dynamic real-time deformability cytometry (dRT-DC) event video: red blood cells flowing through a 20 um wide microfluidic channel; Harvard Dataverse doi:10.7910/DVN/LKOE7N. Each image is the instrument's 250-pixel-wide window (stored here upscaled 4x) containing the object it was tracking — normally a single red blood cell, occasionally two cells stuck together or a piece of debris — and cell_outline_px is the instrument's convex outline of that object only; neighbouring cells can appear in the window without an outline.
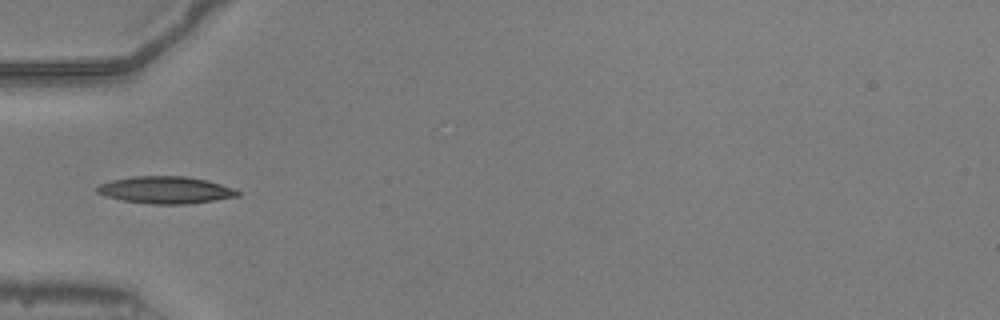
{"species": "common noctule bat (a hibernating species)", "species_latin": "Nyctalus noctula", "temperature_condition": "warm", "stored_images_in_passage": 36, "camera_frame_rate_fps": 3000, "um_per_image_px": 0.085, "animal": {"sex": "male", "body_mass_g": 20.5, "forearm_length_mm": 52.5}, "frame": {"image": 1, "passage_image": 1, "time_ms": 0.0, "image_size_px": [1000, 320], "cell_outline_px": [[240, 196], [216, 200], [188, 204], [148, 204], [124, 200], [108, 196], [96, 192], [96, 188], [100, 184], [112, 180], [132, 176], [188, 176], [208, 180], [236, 188], [240, 192]], "centroid_in_image_um": [14.15, 16.14], "position_along_channel_um": 70.9, "area_um2": 22.37}}
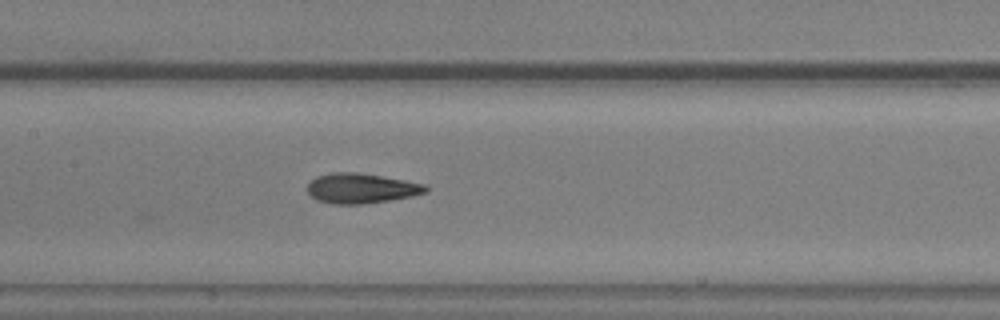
{"frame": {"image": 2, "passage_image": 9, "time_ms": 2.667, "image_size_px": [1000, 320], "cell_outline_px": [[428, 192], [412, 196], [364, 204], [332, 204], [316, 200], [308, 192], [308, 184], [316, 176], [332, 172], [356, 172], [404, 180], [424, 184], [428, 188]], "centroid_in_image_um": [30.68, 16.01], "position_along_channel_um": 176.7, "area_um2": 20.58}}
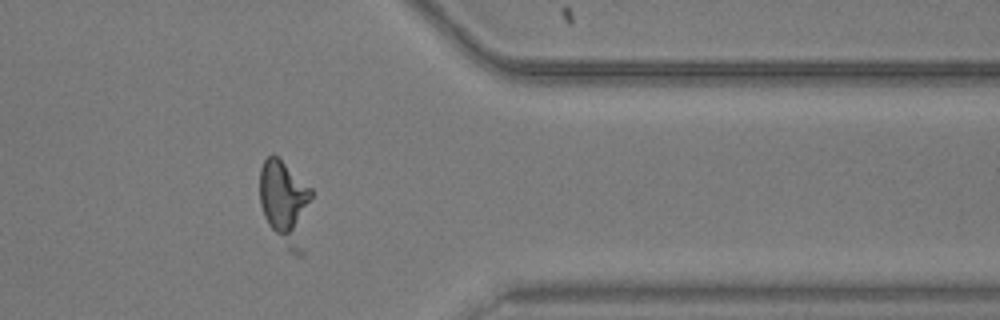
{"frame": {"image": 3, "passage_image": 26, "time_ms": 8.333, "image_size_px": [1000, 320], "cell_outline_px": [[312, 196], [304, 252], [300, 256], [288, 252], [268, 224], [264, 216], [260, 204], [260, 168], [264, 160], [272, 152], [312, 188]], "centroid_in_image_um": [24.25, 17.29], "position_along_channel_um": 387.1, "area_um2": 26.24}, "authors_computed_cell_mechanics": {"area_um2": 19.7676, "velocity_mm_per_s": 3.9273, "shape_relaxation_time_tau1_ms": 3.7775, "shape_relaxation_time_tau2_ms": 2.0585, "deformation_change_tau1": 0.1782, "deformation_change_tau2": 0.1172}}